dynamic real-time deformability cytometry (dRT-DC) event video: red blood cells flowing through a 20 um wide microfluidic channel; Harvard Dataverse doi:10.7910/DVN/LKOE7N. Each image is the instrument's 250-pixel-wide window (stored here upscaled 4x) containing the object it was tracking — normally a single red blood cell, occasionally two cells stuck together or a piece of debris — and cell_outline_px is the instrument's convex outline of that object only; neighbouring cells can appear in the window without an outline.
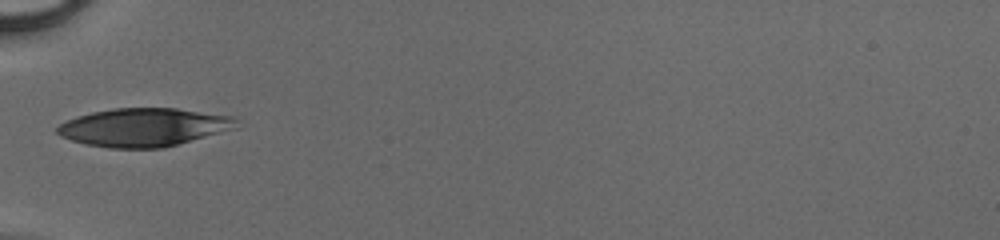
{"species": "human", "species_latin": "Homo sapiens", "temperature_condition": "cold", "stored_images_in_passage": 31, "camera_frame_rate_fps": 3000, "um_per_image_px": 0.085, "donor": {"sex": "male"}, "frame": {"image": 1, "passage_image": 1, "time_ms": 0.0, "image_size_px": [1000, 240], "cell_outline_px": [[240, 128], [164, 148], [108, 148], [84, 144], [60, 136], [56, 132], [56, 128], [60, 124], [76, 116], [92, 112], [112, 108], [176, 108], [236, 116]], "centroid_in_image_um": [12.29, 10.82], "position_along_channel_um": 72.7, "area_um2": 40.52}}
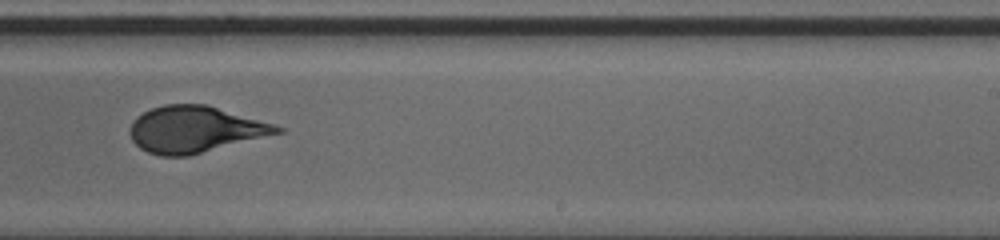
{"frame": {"image": 2, "passage_image": 15, "time_ms": 4.667, "image_size_px": [1000, 240], "cell_outline_px": [[284, 132], [188, 156], [160, 156], [148, 152], [140, 148], [132, 140], [128, 132], [128, 128], [132, 120], [136, 116], [152, 108], [164, 104], [208, 104], [272, 124], [284, 128]], "centroid_in_image_um": [16.52, 10.99], "position_along_channel_um": 272.5, "area_um2": 39.88}}
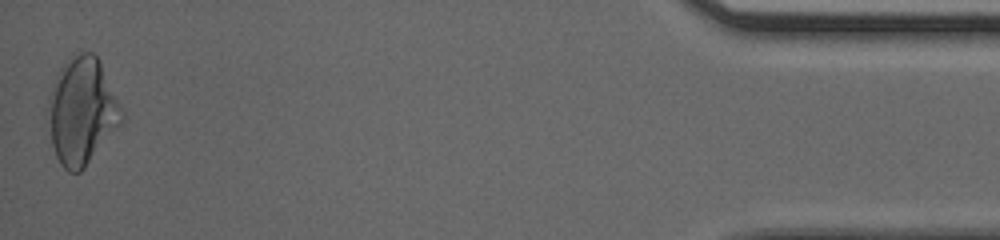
{"frame": {"image": 3, "passage_image": 31, "time_ms": 10.0, "image_size_px": [1000, 240], "cell_outline_px": [[124, 120], [84, 168], [80, 172], [68, 172], [60, 164], [56, 156], [52, 144], [44, 108], [48, 96], [56, 76], [60, 68], [72, 52], [92, 52], [96, 56], [124, 112]], "centroid_in_image_um": [6.91, 9.44], "position_along_channel_um": 428.3, "area_um2": 46.12}}